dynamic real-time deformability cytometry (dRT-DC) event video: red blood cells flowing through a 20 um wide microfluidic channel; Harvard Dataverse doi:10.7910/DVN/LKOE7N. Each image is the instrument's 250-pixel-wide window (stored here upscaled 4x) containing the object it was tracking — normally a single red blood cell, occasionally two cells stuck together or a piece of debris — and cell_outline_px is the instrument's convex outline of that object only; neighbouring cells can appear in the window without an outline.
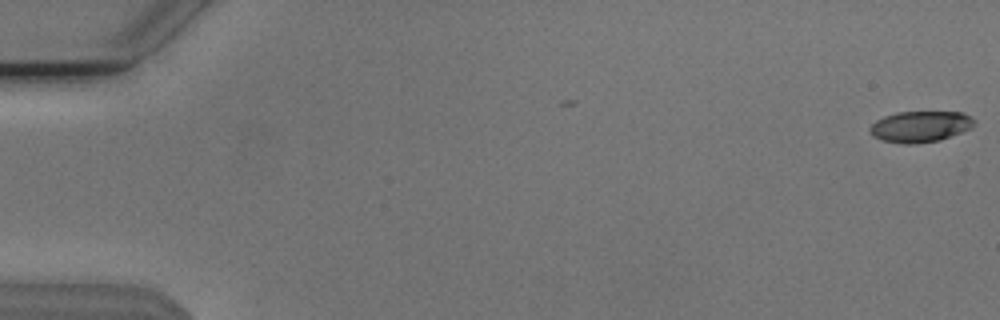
{"species": "Egyptian fruit bat (a non-hibernating species)", "species_latin": "Rousettus aegyptiacus", "temperature_condition": "cold", "stored_images_in_passage": 6, "camera_frame_rate_fps": 3000, "um_per_image_px": 0.085, "animal": {"sex": "male"}, "frame": {"image": 1, "passage_image": 1, "time_ms": 0.0, "image_size_px": [1000, 320], "cell_outline_px": [[976, 124], [972, 128], [940, 140], [912, 144], [904, 144], [880, 140], [872, 136], [868, 132], [868, 128], [876, 120], [884, 116], [896, 112], [964, 112], [972, 116], [976, 120]], "centroid_in_image_um": [78.23, 10.75], "position_along_channel_um": 6.8, "area_um2": 19.25}}